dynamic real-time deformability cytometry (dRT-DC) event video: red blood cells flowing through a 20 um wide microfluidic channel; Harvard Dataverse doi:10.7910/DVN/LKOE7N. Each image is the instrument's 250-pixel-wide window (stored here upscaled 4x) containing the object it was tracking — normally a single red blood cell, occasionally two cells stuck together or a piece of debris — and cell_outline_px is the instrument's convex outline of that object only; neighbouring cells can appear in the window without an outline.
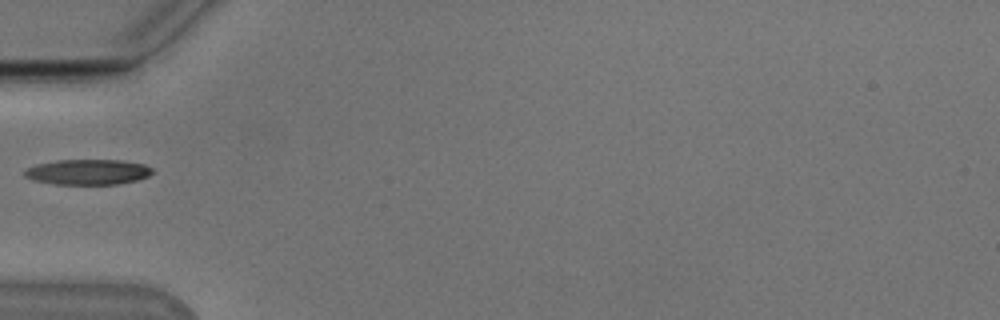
{"species": "Egyptian fruit bat (a non-hibernating species)", "species_latin": "Rousettus aegyptiacus", "temperature_condition": "cold", "stored_images_in_passage": 36, "camera_frame_rate_fps": 3000, "um_per_image_px": 0.085, "animal": {"sex": "male"}, "frame": {"image": 1, "passage_image": 1, "time_ms": 0.0, "image_size_px": [1000, 320], "cell_outline_px": [[156, 172], [148, 176], [136, 180], [116, 184], [56, 184], [36, 180], [24, 176], [24, 172], [28, 168], [36, 164], [56, 160], [120, 160], [144, 164], [152, 168]], "centroid_in_image_um": [7.51, 14.61], "position_along_channel_um": 77.5, "area_um2": 18.79}}
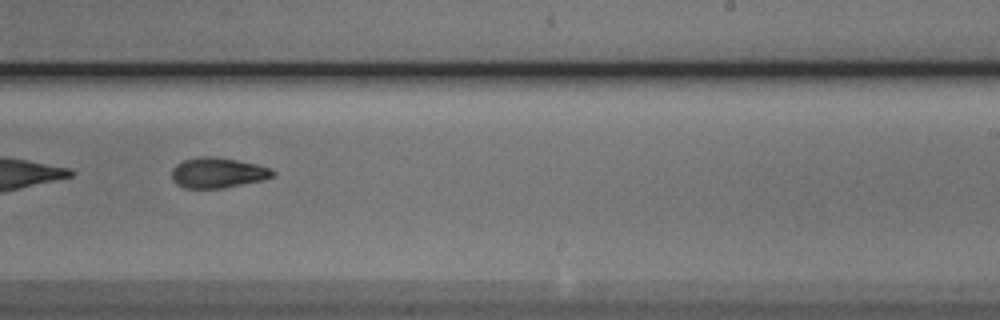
{"frame": {"image": 2, "passage_image": 16, "time_ms": 5.0, "image_size_px": [1000, 320], "cell_outline_px": [[276, 172], [272, 176], [264, 180], [224, 188], [184, 188], [176, 184], [172, 180], [172, 168], [176, 164], [184, 160], [196, 156], [212, 156], [236, 160], [256, 164], [268, 168]], "centroid_in_image_um": [18.47, 14.69], "position_along_channel_um": 270.5, "area_um2": 17.92}}
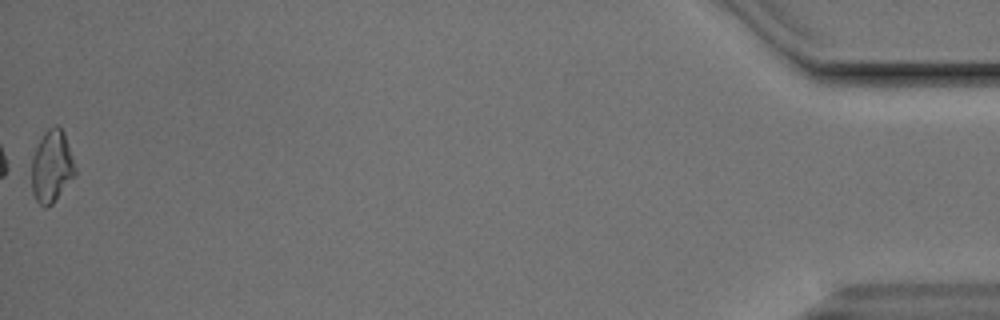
{"frame": {"image": 3, "passage_image": 36, "time_ms": 11.667, "image_size_px": [1000, 320], "cell_outline_px": [[76, 176], [52, 204], [48, 208], [44, 208], [36, 200], [32, 192], [32, 156], [44, 132], [48, 128], [56, 124], [64, 132], [76, 168]], "centroid_in_image_um": [4.41, 14.17], "position_along_channel_um": 430.8, "area_um2": 18.44}}